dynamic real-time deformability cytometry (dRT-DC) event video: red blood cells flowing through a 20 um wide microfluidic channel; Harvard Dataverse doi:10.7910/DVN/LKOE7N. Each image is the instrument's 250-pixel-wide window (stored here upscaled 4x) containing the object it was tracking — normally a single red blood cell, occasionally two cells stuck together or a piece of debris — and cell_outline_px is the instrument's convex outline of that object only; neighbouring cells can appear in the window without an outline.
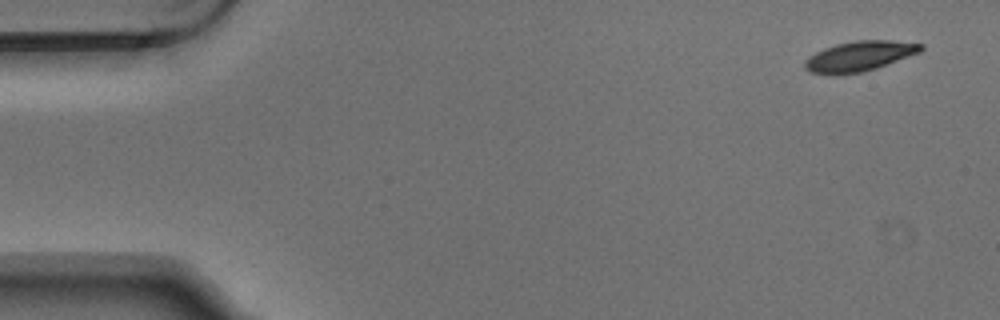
{"species": "Egyptian fruit bat (a non-hibernating species)", "species_latin": "Rousettus aegyptiacus", "temperature_condition": "warm", "stored_images_in_passage": 6, "camera_frame_rate_fps": 3000, "um_per_image_px": 0.085, "animal": {"sex": "male"}, "frame": {"image": 1, "passage_image": 1, "time_ms": 0.0, "image_size_px": [1000, 320], "cell_outline_px": [[924, 48], [920, 52], [876, 68], [860, 72], [832, 76], [808, 72], [804, 68], [804, 60], [808, 56], [824, 48], [836, 44], [856, 40], [892, 40], [924, 44]], "centroid_in_image_um": [73.0, 4.78], "position_along_channel_um": 12.0, "area_um2": 20.58}}
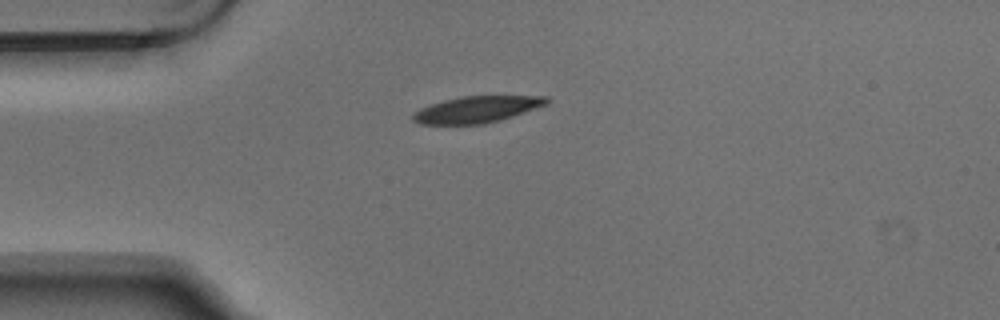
{"frame": {"image": 2, "passage_image": 4, "time_ms": 1.0, "image_size_px": [1000, 320], "cell_outline_px": [[552, 100], [548, 104], [500, 120], [484, 124], [420, 124], [412, 120], [412, 116], [420, 108], [444, 100], [464, 96], [548, 96]], "centroid_in_image_um": [40.57, 9.3], "position_along_channel_um": 44.4, "area_um2": 20.52}}
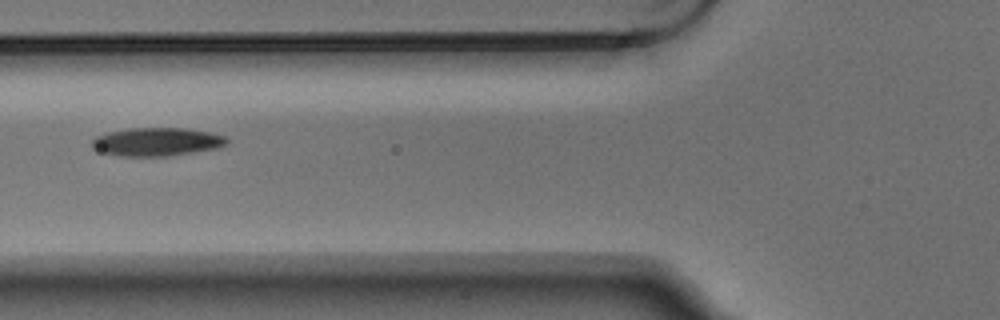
{"frame": {"image": 3, "passage_image": 6, "time_ms": 1.667, "image_size_px": [1000, 320], "cell_outline_px": [[228, 144], [216, 148], [196, 152], [168, 156], [116, 156], [100, 152], [92, 148], [92, 140], [96, 136], [108, 132], [128, 128], [184, 128], [208, 132], [224, 136], [228, 140]], "centroid_in_image_um": [13.29, 12.06], "position_along_channel_um": 112.5, "area_um2": 22.37}}